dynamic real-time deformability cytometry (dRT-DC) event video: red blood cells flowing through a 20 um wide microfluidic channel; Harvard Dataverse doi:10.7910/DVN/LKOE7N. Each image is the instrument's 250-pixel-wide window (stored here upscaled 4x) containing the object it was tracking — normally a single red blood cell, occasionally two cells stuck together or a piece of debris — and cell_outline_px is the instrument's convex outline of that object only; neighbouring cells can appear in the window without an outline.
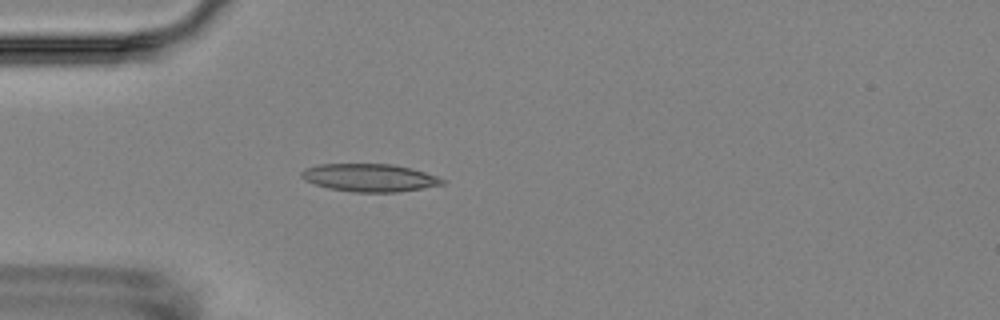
{"species": "Egyptian fruit bat (a non-hibernating species)", "species_latin": "Rousettus aegyptiacus", "temperature_condition": "room temperature", "stored_images_in_passage": 4, "camera_frame_rate_fps": 3000, "um_per_image_px": 0.085, "animal": {"sex": "female"}, "frame": {"image": 1, "passage_image": 4, "time_ms": 4.333, "image_size_px": [1000, 320], "cell_outline_px": [[444, 184], [396, 192], [352, 192], [328, 188], [304, 180], [300, 176], [300, 172], [304, 168], [320, 164], [392, 164], [424, 172], [436, 176], [444, 180]], "centroid_in_image_um": [31.34, 15.1], "position_along_channel_um": 53.7, "area_um2": 22.6}}